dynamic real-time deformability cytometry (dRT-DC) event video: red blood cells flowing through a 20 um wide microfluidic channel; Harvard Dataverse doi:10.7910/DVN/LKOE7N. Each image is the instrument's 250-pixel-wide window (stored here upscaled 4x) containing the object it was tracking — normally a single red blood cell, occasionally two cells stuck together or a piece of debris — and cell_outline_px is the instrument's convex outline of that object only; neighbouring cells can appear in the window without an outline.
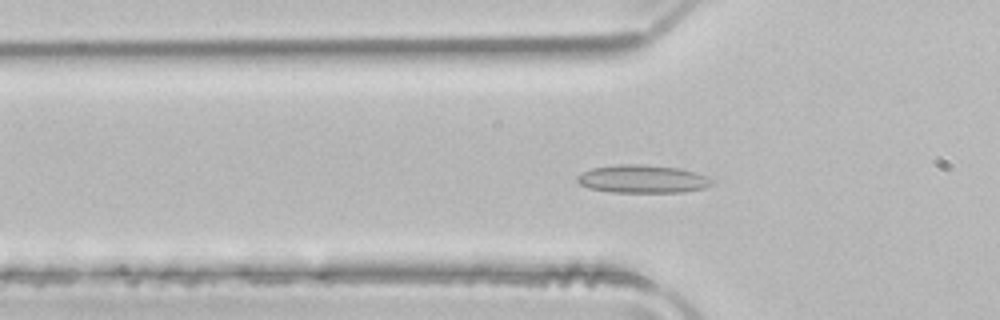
{"species": "common noctule bat (a hibernating species)", "species_latin": "Nyctalus noctula", "temperature_condition": "room temperature", "stored_images_in_passage": 51, "camera_frame_rate_fps": 3000, "um_per_image_px": 0.085, "animal": {"sex": "male", "body_mass_g": 21.5, "forearm_length_mm": 52.0}, "frame": {"image": 1, "passage_image": 16, "time_ms": 5.0, "image_size_px": [1000, 320], "cell_outline_px": [[716, 180], [712, 184], [704, 188], [684, 192], [612, 192], [588, 188], [580, 184], [576, 180], [576, 176], [592, 168], [616, 164], [644, 164], [680, 168], [696, 172]], "centroid_in_image_um": [54.64, 15.21], "position_along_channel_um": 71.2, "area_um2": 22.2}}
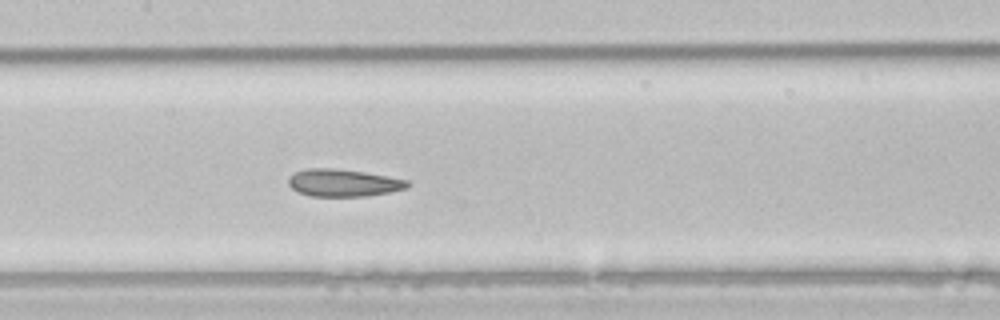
{"frame": {"image": 2, "passage_image": 24, "time_ms": 7.667, "image_size_px": [1000, 320], "cell_outline_px": [[412, 184], [408, 188], [368, 196], [312, 196], [300, 192], [292, 188], [288, 184], [288, 176], [304, 168], [336, 168], [364, 172], [388, 176], [408, 180]], "centroid_in_image_um": [29.2, 15.53], "position_along_channel_um": 178.2, "area_um2": 19.07}}
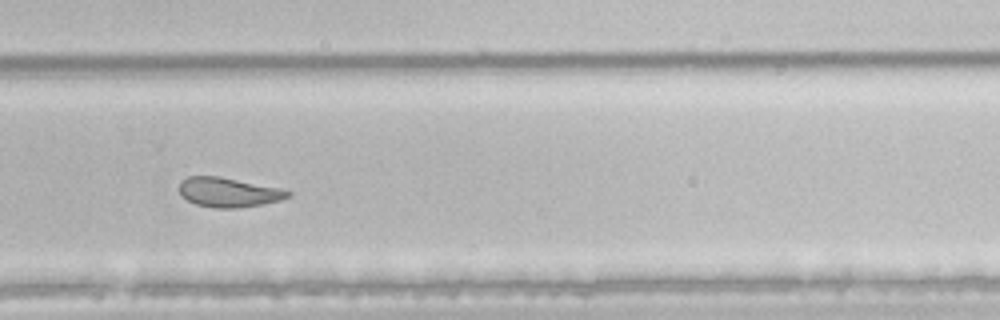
{"frame": {"image": 3, "passage_image": 34, "time_ms": 11.0, "image_size_px": [1000, 320], "cell_outline_px": [[292, 196], [280, 200], [260, 204], [236, 208], [212, 208], [196, 204], [188, 200], [180, 192], [180, 184], [188, 176], [220, 176], [280, 188], [292, 192]], "centroid_in_image_um": [19.46, 16.34], "position_along_channel_um": 310.3, "area_um2": 18.5}, "authors_computed_cell_mechanics": {"area_um2": 21.5594, "velocity_mm_per_s": 3.9907, "shape_relaxation_time_tau1_ms": null, "shape_relaxation_time_tau2_ms": 2.9772, "deformation_change_tau1": null, "deformation_change_tau2": 0.0751}}